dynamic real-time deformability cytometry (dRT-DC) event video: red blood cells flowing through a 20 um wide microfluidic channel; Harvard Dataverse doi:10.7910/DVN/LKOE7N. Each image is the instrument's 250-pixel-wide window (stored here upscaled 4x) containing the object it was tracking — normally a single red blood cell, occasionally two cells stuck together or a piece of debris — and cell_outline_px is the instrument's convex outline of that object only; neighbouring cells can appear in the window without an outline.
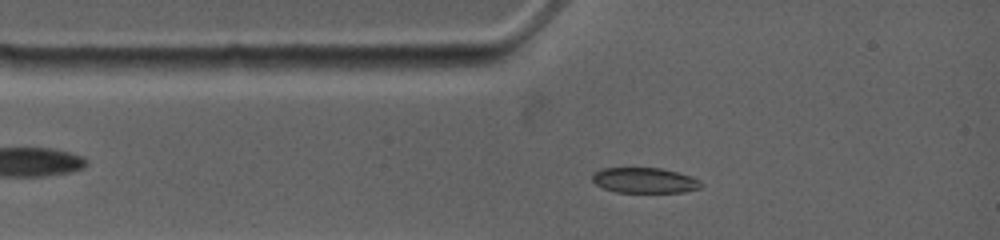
{"species": "common noctule bat (a hibernating species)", "species_latin": "Nyctalus noctula", "temperature_condition": "warm", "stored_images_in_passage": 28, "camera_frame_rate_fps": 4500, "um_per_image_px": 0.085, "animal": {"sex": "female", "body_mass_g": 19.0, "forearm_length_mm": 53.3}, "frame": {"image": 1, "passage_image": 1, "time_ms": 0.0, "image_size_px": [1000, 240], "cell_outline_px": [[704, 184], [700, 188], [684, 192], [616, 192], [604, 188], [596, 184], [592, 180], [592, 176], [596, 172], [604, 168], [660, 168], [692, 176], [700, 180]], "centroid_in_image_um": [54.83, 15.33], "position_along_channel_um": 30.2, "area_um2": 16.01}}
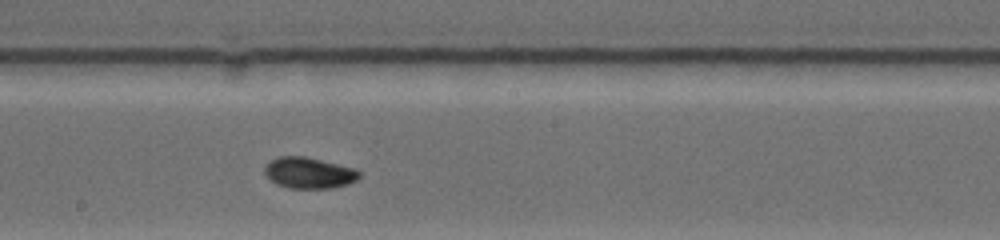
{"frame": {"image": 2, "passage_image": 11, "time_ms": 5.111, "image_size_px": [1000, 240], "cell_outline_px": [[360, 176], [356, 180], [348, 184], [332, 188], [288, 188], [276, 184], [264, 172], [264, 168], [272, 160], [280, 156], [304, 156], [356, 168], [360, 172]], "centroid_in_image_um": [26.29, 14.7], "position_along_channel_um": 221.9, "area_um2": 17.05}}
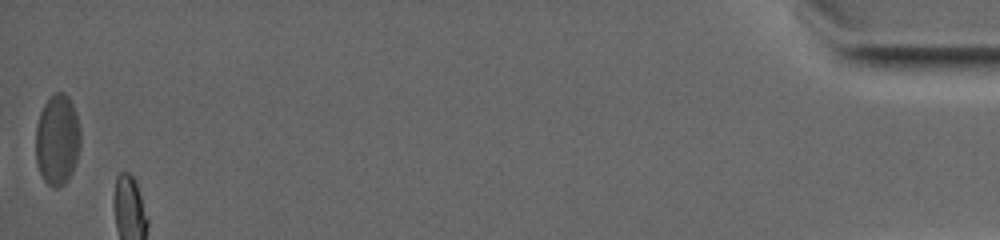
{"frame": {"image": 3, "passage_image": 28, "time_ms": 14.0, "image_size_px": [1000, 240], "cell_outline_px": [[80, 148], [72, 172], [68, 180], [60, 188], [56, 188], [48, 184], [44, 180], [36, 164], [36, 124], [40, 112], [44, 104], [56, 92], [64, 92], [68, 96], [76, 112], [80, 128]], "centroid_in_image_um": [4.88, 11.89], "position_along_channel_um": 430.3, "area_um2": 23.81}, "authors_computed_cell_mechanics": {"area_um2": 17.051, "velocity_mm_per_s": 3.8226, "shape_relaxation_time_tau1_ms": 9.835, "shape_relaxation_time_tau2_ms": null, "deformation_change_tau1": 0.1991, "deformation_change_tau2": null}}